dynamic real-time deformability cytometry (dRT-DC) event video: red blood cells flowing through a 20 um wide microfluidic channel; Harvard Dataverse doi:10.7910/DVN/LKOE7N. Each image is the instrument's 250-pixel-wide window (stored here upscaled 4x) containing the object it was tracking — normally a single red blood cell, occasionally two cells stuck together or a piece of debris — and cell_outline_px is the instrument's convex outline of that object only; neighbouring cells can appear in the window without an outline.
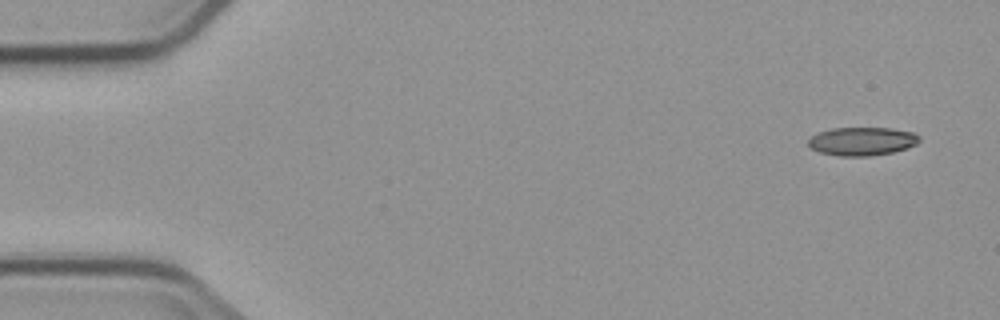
{"species": "common noctule bat (a hibernating species)", "species_latin": "Nyctalus noctula", "temperature_condition": "cold", "stored_images_in_passage": 6, "camera_frame_rate_fps": 3000, "um_per_image_px": 0.085, "animal": {"sex": "male", "body_mass_g": 23.1, "forearm_length_mm": 52.7}, "frame": {"image": 1, "passage_image": 1, "time_ms": 0.0, "image_size_px": [1000, 320], "cell_outline_px": [[920, 140], [916, 144], [908, 148], [892, 152], [868, 156], [840, 156], [820, 152], [812, 148], [808, 144], [808, 136], [816, 132], [832, 128], [892, 128], [912, 132], [920, 136]], "centroid_in_image_um": [73.25, 12.0], "position_along_channel_um": 11.7, "area_um2": 18.5}}
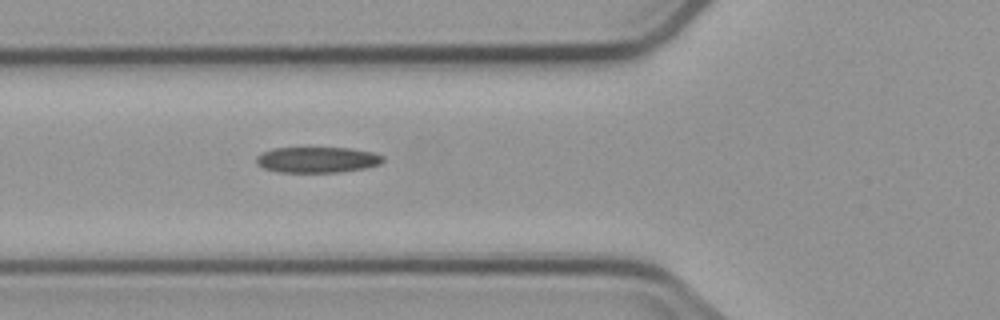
{"frame": {"image": 2, "passage_image": 6, "time_ms": 5.667, "image_size_px": [1000, 320], "cell_outline_px": [[384, 160], [380, 164], [364, 168], [340, 172], [280, 172], [264, 168], [256, 164], [256, 156], [272, 148], [348, 148], [372, 152], [384, 156]], "centroid_in_image_um": [26.96, 13.58], "position_along_channel_um": 98.8, "area_um2": 18.96}}